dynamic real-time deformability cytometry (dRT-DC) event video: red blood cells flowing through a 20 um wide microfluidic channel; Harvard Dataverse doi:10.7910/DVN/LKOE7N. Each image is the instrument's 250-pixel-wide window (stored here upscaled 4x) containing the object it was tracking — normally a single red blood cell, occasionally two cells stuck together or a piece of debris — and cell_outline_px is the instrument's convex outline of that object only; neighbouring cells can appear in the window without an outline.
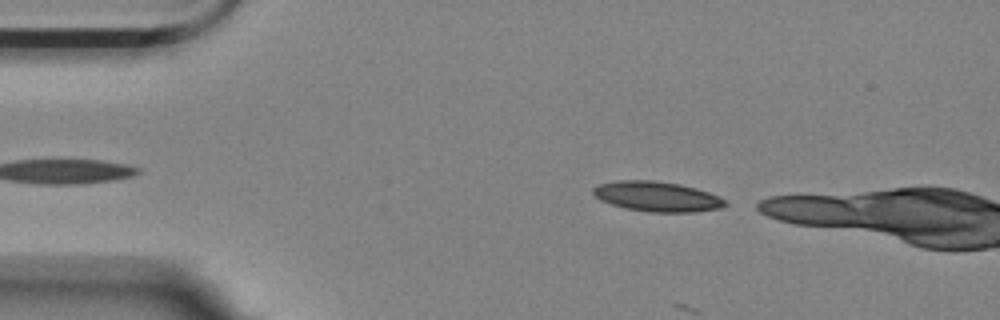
{"species": "Egyptian fruit bat (a non-hibernating species)", "species_latin": "Rousettus aegyptiacus", "temperature_condition": "room temperature", "stored_images_in_passage": 12, "camera_frame_rate_fps": 3000, "um_per_image_px": 0.085, "animal": {"sex": "female"}, "frame": {"image": 1, "passage_image": 1, "time_ms": 0.0, "image_size_px": [1000, 320], "cell_outline_px": [[728, 204], [720, 208], [692, 212], [648, 212], [624, 208], [600, 200], [592, 192], [592, 188], [600, 184], [616, 180], [652, 180], [680, 184], [696, 188], [720, 196], [728, 200]], "centroid_in_image_um": [55.87, 16.7], "position_along_channel_um": 29.1, "area_um2": 23.24}}
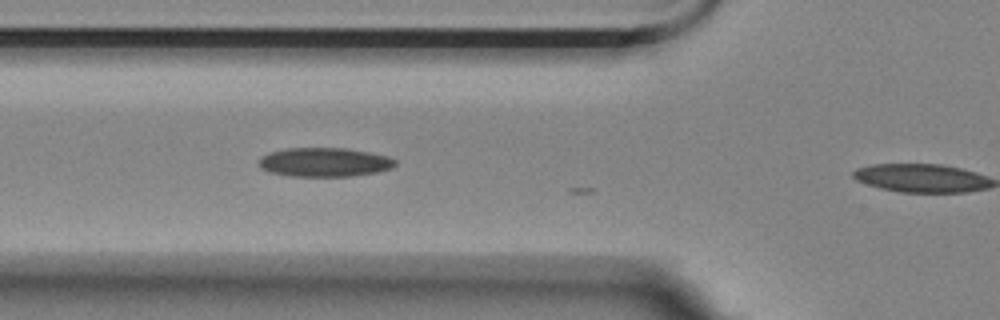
{"frame": {"image": 2, "passage_image": 11, "time_ms": 3.333, "image_size_px": [1000, 320], "cell_outline_px": [[396, 164], [392, 168], [376, 172], [352, 176], [288, 176], [268, 172], [260, 168], [260, 156], [272, 152], [288, 148], [344, 148], [368, 152], [388, 156], [396, 160]], "centroid_in_image_um": [27.57, 13.79], "position_along_channel_um": 98.2, "area_um2": 23.0}}